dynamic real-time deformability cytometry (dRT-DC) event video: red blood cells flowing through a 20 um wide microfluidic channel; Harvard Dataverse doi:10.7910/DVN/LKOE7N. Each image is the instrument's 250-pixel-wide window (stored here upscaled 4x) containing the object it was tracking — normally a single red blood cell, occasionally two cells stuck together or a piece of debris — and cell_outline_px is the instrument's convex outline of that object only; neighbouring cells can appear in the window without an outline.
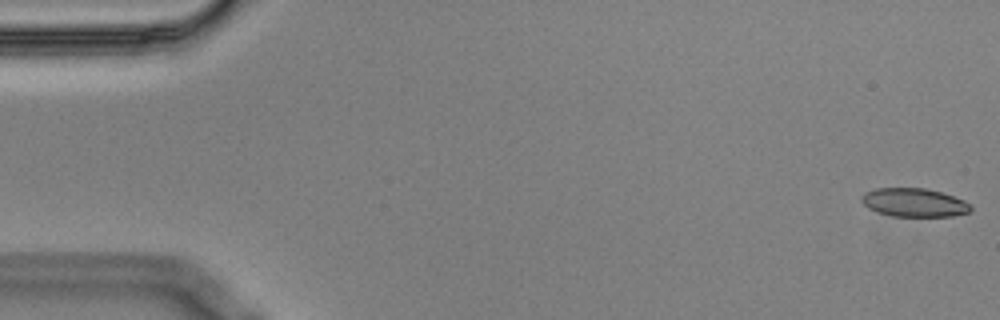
{"species": "Egyptian fruit bat (a non-hibernating species)", "species_latin": "Rousettus aegyptiacus", "temperature_condition": "cold", "stored_images_in_passage": 56, "segment_of_instrument_passage": [1, 2], "camera_frame_rate_fps": 3000, "um_per_image_px": 0.085, "animal": {"sex": "male"}, "frame": {"image": 1, "passage_image": 1, "time_ms": 0.0, "image_size_px": [1000, 320], "cell_outline_px": [[972, 208], [968, 212], [952, 216], [892, 216], [876, 212], [868, 208], [860, 200], [860, 196], [864, 192], [876, 188], [924, 188], [940, 192], [964, 200], [972, 204]], "centroid_in_image_um": [77.66, 17.21], "position_along_channel_um": 7.3, "area_um2": 18.21}}
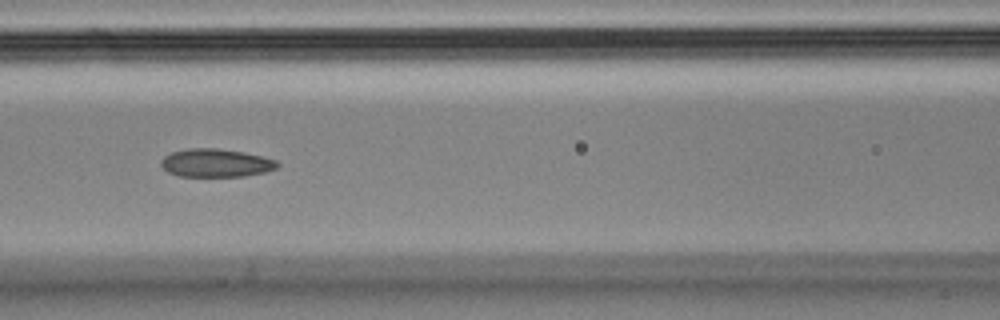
{"frame": {"image": 2, "passage_image": 24, "time_ms": 7.667, "image_size_px": [1000, 320], "cell_outline_px": [[280, 164], [276, 168], [264, 172], [244, 176], [180, 176], [168, 172], [160, 164], [160, 160], [164, 156], [172, 152], [188, 148], [216, 148], [244, 152], [276, 160]], "centroid_in_image_um": [18.33, 13.84], "position_along_channel_um": 148.3, "area_um2": 19.02}}
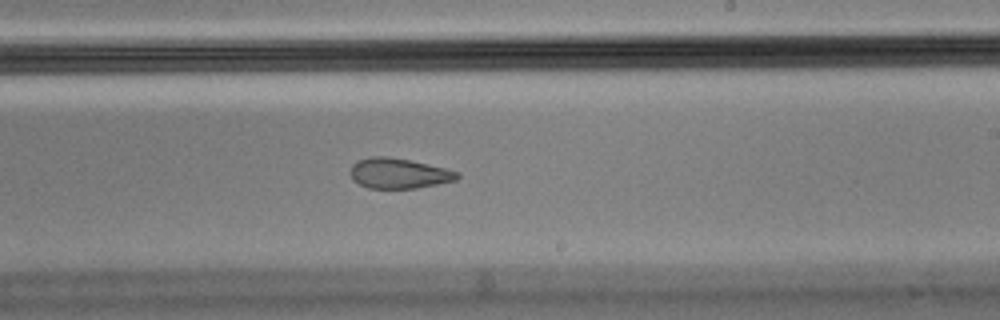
{"frame": {"image": 3, "passage_image": 33, "time_ms": 10.667, "image_size_px": [1000, 320], "cell_outline_px": [[460, 176], [456, 180], [416, 188], [368, 188], [352, 180], [348, 172], [352, 164], [356, 160], [372, 156], [384, 156], [408, 160], [444, 168], [460, 172]], "centroid_in_image_um": [33.84, 14.73], "position_along_channel_um": 255.2, "area_um2": 18.84}}